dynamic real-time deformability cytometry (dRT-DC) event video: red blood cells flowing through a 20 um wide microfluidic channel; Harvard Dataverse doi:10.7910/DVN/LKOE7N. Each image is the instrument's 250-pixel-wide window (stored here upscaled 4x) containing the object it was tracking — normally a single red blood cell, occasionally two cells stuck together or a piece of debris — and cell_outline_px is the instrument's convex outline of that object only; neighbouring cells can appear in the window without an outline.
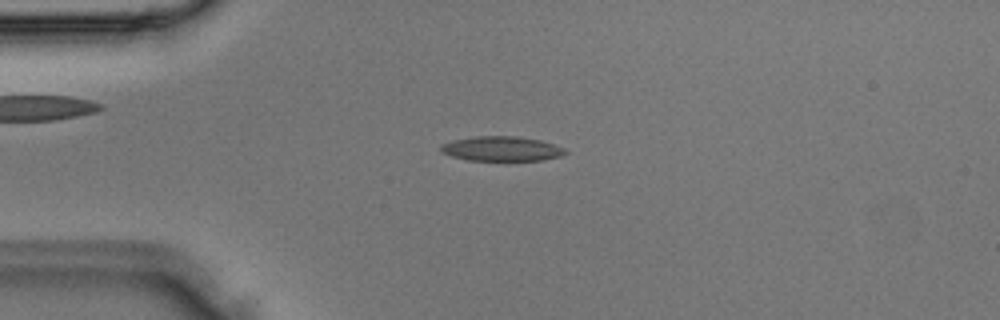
{"species": "Egyptian fruit bat (a non-hibernating species)", "species_latin": "Rousettus aegyptiacus", "temperature_condition": "room temperature", "stored_images_in_passage": 2, "camera_frame_rate_fps": 3000, "um_per_image_px": 0.085, "animal": {"sex": "male"}, "frame": {"image": 1, "passage_image": 2, "time_ms": 0.333, "image_size_px": [1000, 320], "cell_outline_px": [[568, 152], [560, 156], [544, 160], [468, 160], [452, 156], [444, 152], [440, 148], [440, 144], [452, 140], [476, 136], [516, 136], [540, 140], [564, 148]], "centroid_in_image_um": [42.64, 12.64], "position_along_channel_um": 42.4, "area_um2": 17.74}}